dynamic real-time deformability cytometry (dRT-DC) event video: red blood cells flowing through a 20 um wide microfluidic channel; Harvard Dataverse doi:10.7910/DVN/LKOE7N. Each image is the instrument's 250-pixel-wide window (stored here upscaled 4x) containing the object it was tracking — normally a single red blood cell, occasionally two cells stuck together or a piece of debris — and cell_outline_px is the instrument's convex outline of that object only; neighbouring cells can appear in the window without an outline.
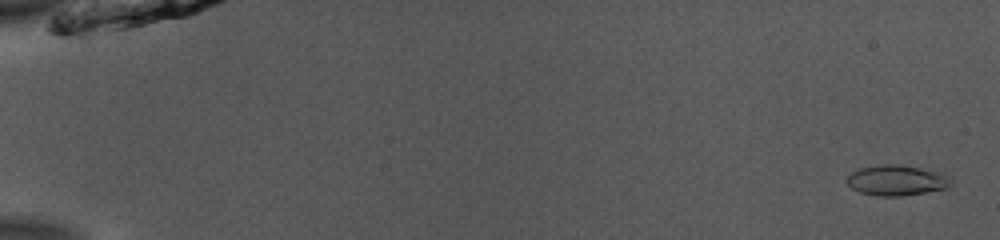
{"species": "common noctule bat (a hibernating species)", "species_latin": "Nyctalus noctula", "temperature_condition": "room temperature", "stored_images_in_passage": 52, "camera_frame_rate_fps": 3000, "um_per_image_px": 0.085, "animal": {"sex": "male", "body_mass_g": 13.0, "forearm_length_mm": 53.1}, "frame": {"image": 1, "passage_image": 2, "time_ms": 0.333, "image_size_px": [1000, 240], "cell_outline_px": [[952, 184], [944, 188], [924, 192], [900, 196], [876, 196], [860, 192], [852, 188], [848, 184], [848, 176], [852, 172], [860, 168], [880, 164], [896, 164], [920, 168], [940, 172], [952, 176]], "centroid_in_image_um": [76.23, 15.32], "position_along_channel_um": 8.8, "area_um2": 18.38}}
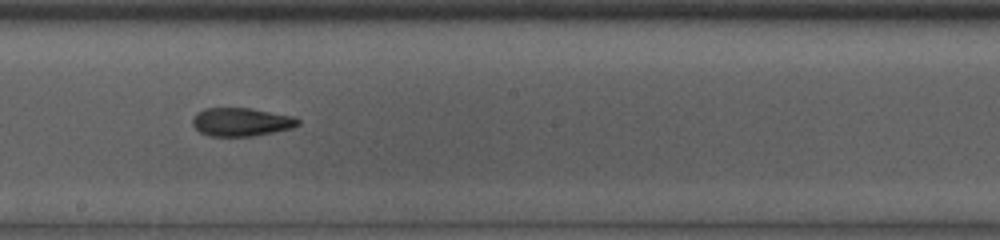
{"frame": {"image": 2, "passage_image": 31, "time_ms": 10.0, "image_size_px": [1000, 240], "cell_outline_px": [[300, 124], [292, 128], [252, 136], [208, 136], [200, 132], [192, 124], [192, 120], [196, 112], [204, 108], [252, 108], [296, 116], [300, 120]], "centroid_in_image_um": [20.52, 10.35], "position_along_channel_um": 227.7, "area_um2": 17.63}}
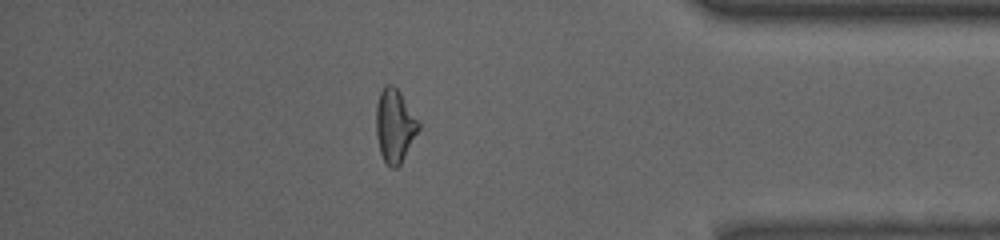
{"frame": {"image": 3, "passage_image": 46, "time_ms": 15.0, "image_size_px": [1000, 240], "cell_outline_px": [[420, 128], [400, 164], [396, 168], [392, 168], [384, 160], [380, 152], [376, 136], [376, 104], [380, 92], [384, 84], [392, 84], [400, 92], [420, 124]], "centroid_in_image_um": [33.53, 10.66], "position_along_channel_um": 401.7, "area_um2": 17.98}, "authors_computed_cell_mechanics": {"area_um2": 17.918, "velocity_mm_per_s": 3.9514, "shape_relaxation_time_tau1_ms": null, "shape_relaxation_time_tau2_ms": 2.006, "deformation_change_tau1": null, "deformation_change_tau2": 0.0953}}